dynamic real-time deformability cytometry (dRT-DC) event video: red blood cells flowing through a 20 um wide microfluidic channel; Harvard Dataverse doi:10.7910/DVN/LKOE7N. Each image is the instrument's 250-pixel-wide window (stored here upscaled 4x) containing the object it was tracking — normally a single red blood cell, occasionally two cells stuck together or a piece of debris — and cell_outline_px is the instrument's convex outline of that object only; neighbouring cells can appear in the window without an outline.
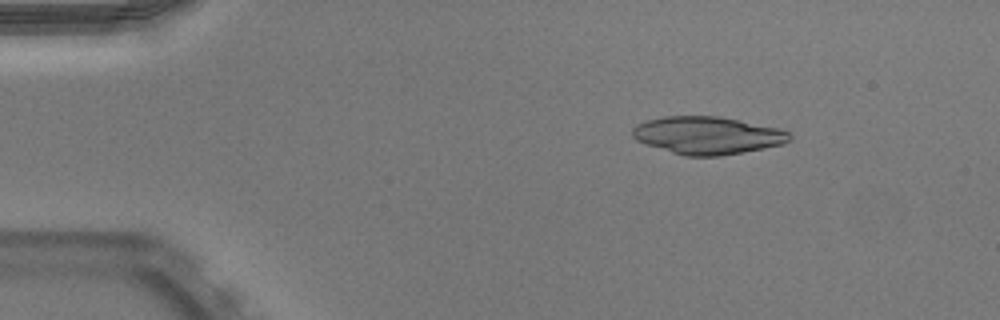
{"species": "Egyptian fruit bat (a non-hibernating species)", "species_latin": "Rousettus aegyptiacus", "temperature_condition": "warm", "stored_images_in_passage": 45, "camera_frame_rate_fps": 3000, "um_per_image_px": 0.085, "animal": {"sex": "male"}, "frame": {"image": 1, "passage_image": 2, "time_ms": 0.333, "image_size_px": [1000, 320], "cell_outline_px": [[792, 140], [784, 144], [764, 148], [720, 156], [684, 156], [636, 140], [632, 136], [632, 128], [636, 124], [648, 120], [664, 116], [720, 116], [780, 128], [788, 132], [792, 136]], "centroid_in_image_um": [60.17, 11.5], "position_along_channel_um": 24.8, "area_um2": 34.45}}